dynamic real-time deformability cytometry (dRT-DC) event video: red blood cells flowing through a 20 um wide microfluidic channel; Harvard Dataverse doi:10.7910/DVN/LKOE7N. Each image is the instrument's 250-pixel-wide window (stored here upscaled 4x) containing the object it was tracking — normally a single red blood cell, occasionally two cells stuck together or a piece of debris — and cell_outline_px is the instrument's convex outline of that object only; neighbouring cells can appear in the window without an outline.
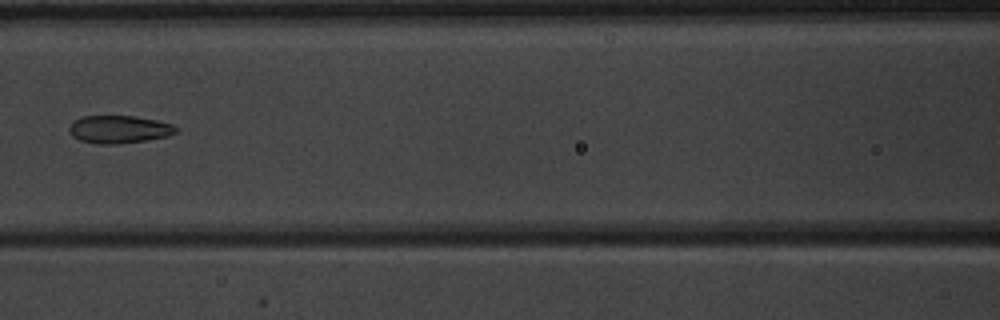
{"species": "common noctule bat (a hibernating species)", "species_latin": "Nyctalus noctula", "temperature_condition": "warm", "stored_images_in_passage": 7, "camera_frame_rate_fps": 3000, "um_per_image_px": 0.085, "animal": {"sex": "male", "body_mass_g": 20.1, "forearm_length_mm": 53.5}, "frame": {"image": 1, "passage_image": 7, "time_ms": 7.0, "image_size_px": [1000, 320], "cell_outline_px": [[180, 128], [176, 132], [168, 136], [148, 140], [116, 144], [96, 144], [80, 140], [72, 136], [68, 128], [80, 116], [132, 116], [156, 120], [172, 124]], "centroid_in_image_um": [10.14, 11.0], "position_along_channel_um": 156.5, "area_um2": 17.28}}